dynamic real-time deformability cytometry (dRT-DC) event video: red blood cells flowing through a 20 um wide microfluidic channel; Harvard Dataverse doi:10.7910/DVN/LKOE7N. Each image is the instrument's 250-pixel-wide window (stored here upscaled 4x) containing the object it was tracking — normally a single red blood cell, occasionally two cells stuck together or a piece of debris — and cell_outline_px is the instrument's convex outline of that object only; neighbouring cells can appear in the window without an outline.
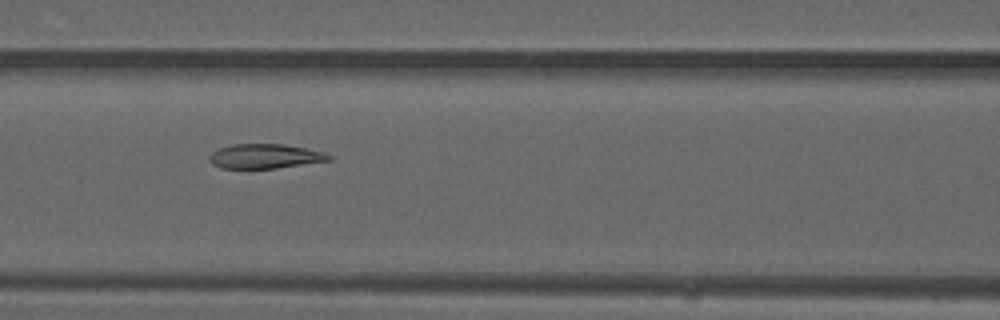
{"species": "common noctule bat (a hibernating species)", "species_latin": "Nyctalus noctula", "temperature_condition": "warm", "stored_images_in_passage": 50, "camera_frame_rate_fps": 3000, "um_per_image_px": 0.085, "animal": {"sex": "male", "forearm_length_mm": 52.5}, "frame": {"image": 1, "passage_image": 22, "time_ms": 7.0, "image_size_px": [1000, 320], "cell_outline_px": [[332, 160], [276, 168], [220, 168], [212, 164], [208, 160], [208, 156], [212, 152], [220, 148], [232, 144], [280, 144], [304, 148], [324, 152], [332, 156]], "centroid_in_image_um": [22.5, 13.28], "position_along_channel_um": 144.1, "area_um2": 16.99}}
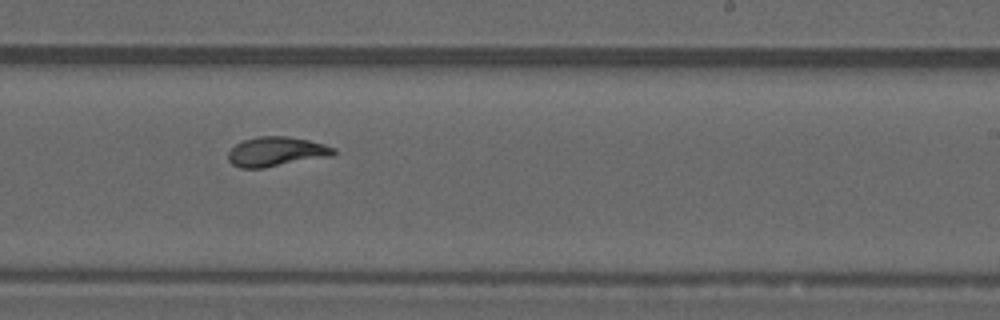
{"frame": {"image": 2, "passage_image": 31, "time_ms": 10.0, "image_size_px": [1000, 320], "cell_outline_px": [[336, 152], [332, 156], [264, 168], [240, 168], [232, 164], [228, 160], [228, 152], [236, 144], [244, 140], [260, 136], [288, 136], [308, 140], [324, 144], [336, 148]], "centroid_in_image_um": [23.5, 12.89], "position_along_channel_um": 265.5, "area_um2": 18.21}}
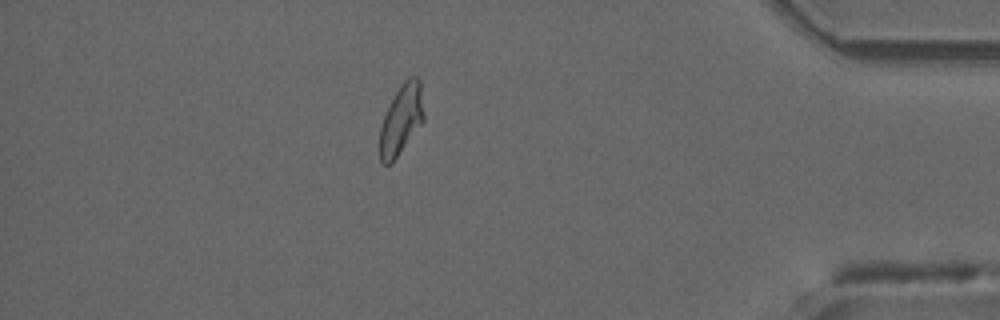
{"frame": {"image": 3, "passage_image": 44, "time_ms": 14.333, "image_size_px": [1000, 320], "cell_outline_px": [[424, 120], [392, 164], [384, 164], [380, 160], [380, 128], [384, 116], [400, 84], [408, 76], [416, 76], [420, 80], [424, 116]], "centroid_in_image_um": [34.12, 10.16], "position_along_channel_um": 401.1, "area_um2": 17.8}, "authors_computed_cell_mechanics": {"area_um2": 18.4671, "velocity_mm_per_s": 4.0638, "shape_relaxation_time_tau1_ms": null, "shape_relaxation_time_tau2_ms": 2.0112, "deformation_change_tau1": null, "deformation_change_tau2": 0.0587}}